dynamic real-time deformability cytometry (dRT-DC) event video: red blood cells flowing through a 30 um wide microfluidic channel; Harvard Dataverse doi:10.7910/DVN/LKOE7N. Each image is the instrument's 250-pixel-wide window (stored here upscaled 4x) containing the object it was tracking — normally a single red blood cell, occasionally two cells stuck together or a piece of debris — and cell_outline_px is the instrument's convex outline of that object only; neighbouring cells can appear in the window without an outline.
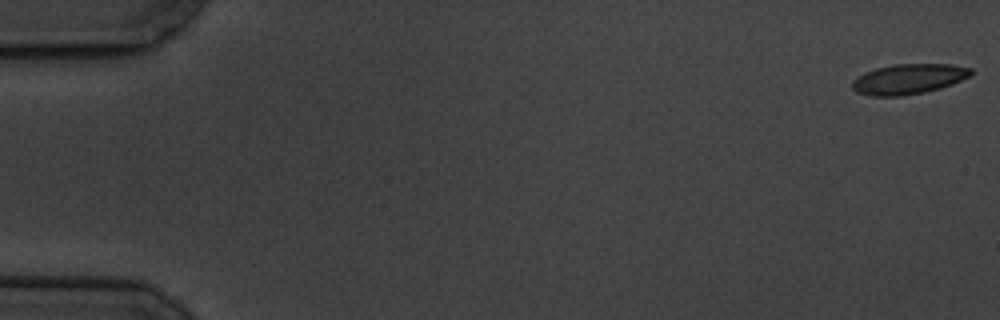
{"species": "common noctule bat (a hibernating species)", "species_latin": "Nyctalus noctula", "temperature_condition": "cold", "stored_images_in_passage": 8, "camera_frame_rate_fps": 3000, "um_per_image_px": 0.085, "animal": {"sex": "male", "body_mass_g": 19.5, "forearm_length_mm": 54.6}, "frame": {"image": 1, "passage_image": 1, "time_ms": 0.0, "image_size_px": [1000, 320], "cell_outline_px": [[972, 72], [968, 76], [952, 84], [940, 88], [924, 92], [900, 96], [872, 96], [856, 92], [852, 88], [852, 80], [864, 72], [876, 68], [896, 64], [952, 64], [972, 68]], "centroid_in_image_um": [77.2, 6.71], "position_along_channel_um": 7.8, "area_um2": 20.81}}